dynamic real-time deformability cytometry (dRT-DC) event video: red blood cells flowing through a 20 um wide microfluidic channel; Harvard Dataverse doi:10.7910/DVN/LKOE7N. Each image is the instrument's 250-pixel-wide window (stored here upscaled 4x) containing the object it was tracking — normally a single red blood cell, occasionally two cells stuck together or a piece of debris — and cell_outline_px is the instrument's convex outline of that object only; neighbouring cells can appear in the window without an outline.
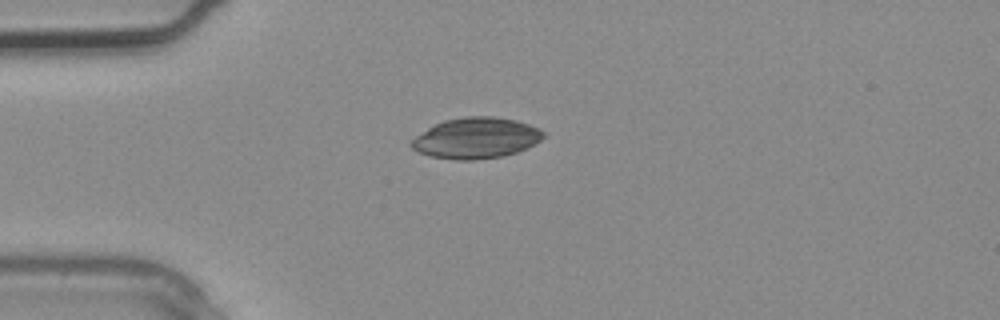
{"species": "common noctule bat (a hibernating species)", "species_latin": "Nyctalus noctula", "temperature_condition": "warm", "stored_images_in_passage": 3, "camera_frame_rate_fps": 3000, "um_per_image_px": 0.085, "animal": {"sex": "male", "body_mass_g": 20.4}, "frame": {"image": 1, "passage_image": 3, "time_ms": 0.667, "image_size_px": [1000, 320], "cell_outline_px": [[548, 136], [536, 144], [528, 148], [516, 152], [500, 156], [472, 160], [456, 160], [432, 156], [420, 152], [412, 148], [408, 144], [416, 136], [428, 128], [444, 120], [464, 116], [492, 116], [516, 120], [540, 128]], "centroid_in_image_um": [40.52, 11.72], "position_along_channel_um": 44.5, "area_um2": 31.5}}